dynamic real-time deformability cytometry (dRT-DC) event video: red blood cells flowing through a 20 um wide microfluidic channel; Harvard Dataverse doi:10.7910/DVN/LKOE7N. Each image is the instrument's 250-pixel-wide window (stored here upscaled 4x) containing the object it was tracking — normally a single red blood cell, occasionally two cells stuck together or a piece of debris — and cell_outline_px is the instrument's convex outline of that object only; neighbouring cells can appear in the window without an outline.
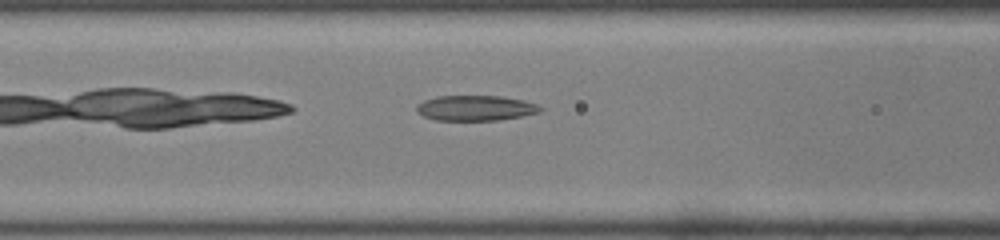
{"species": "common noctule bat (a hibernating species)", "species_latin": "Nyctalus noctula", "temperature_condition": "room temperature", "stored_images_in_passage": 35, "camera_frame_rate_fps": 3000, "um_per_image_px": 0.085, "animal": {"sex": "male", "body_mass_g": 19.0, "forearm_length_mm": 50.8}, "frame": {"image": 1, "passage_image": 5, "time_ms": 1.333, "image_size_px": [1000, 240], "cell_outline_px": [[544, 108], [540, 112], [520, 116], [496, 120], [436, 120], [424, 116], [416, 112], [416, 104], [424, 100], [436, 96], [500, 96], [524, 100], [536, 104]], "centroid_in_image_um": [40.39, 9.17], "position_along_channel_um": 126.2, "area_um2": 18.21}}
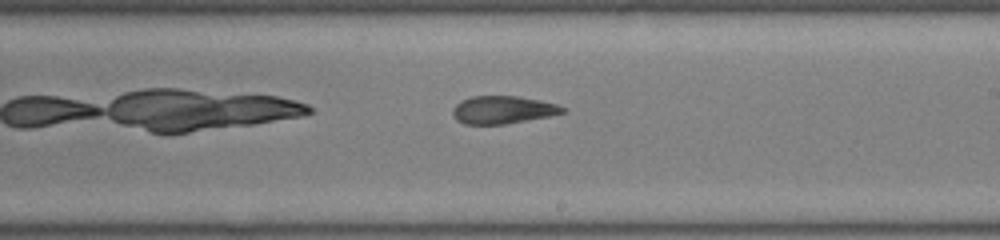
{"frame": {"image": 2, "passage_image": 14, "time_ms": 4.333, "image_size_px": [1000, 240], "cell_outline_px": [[564, 112], [548, 116], [504, 124], [464, 124], [456, 120], [452, 112], [452, 108], [460, 100], [472, 96], [520, 96], [540, 100], [556, 104], [564, 108]], "centroid_in_image_um": [42.68, 9.32], "position_along_channel_um": 246.3, "area_um2": 17.69}}
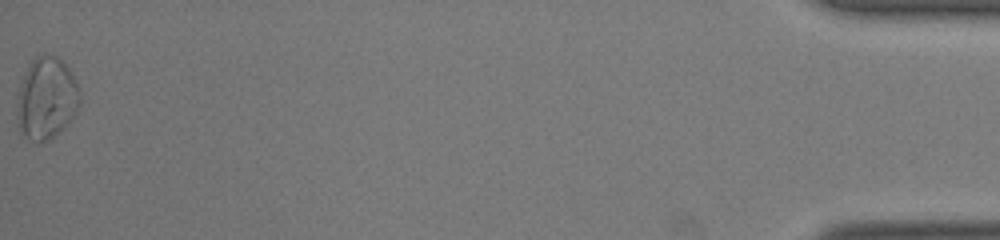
{"frame": {"image": 3, "passage_image": 35, "time_ms": 11.333, "image_size_px": [1000, 240], "cell_outline_px": [[80, 104], [76, 112], [48, 140], [32, 140], [20, 132], [16, 116], [16, 112], [20, 88], [24, 76], [32, 60], [36, 56], [56, 56], [68, 68], [80, 92]], "centroid_in_image_um": [3.93, 8.35], "position_along_channel_um": 431.3, "area_um2": 28.9}}